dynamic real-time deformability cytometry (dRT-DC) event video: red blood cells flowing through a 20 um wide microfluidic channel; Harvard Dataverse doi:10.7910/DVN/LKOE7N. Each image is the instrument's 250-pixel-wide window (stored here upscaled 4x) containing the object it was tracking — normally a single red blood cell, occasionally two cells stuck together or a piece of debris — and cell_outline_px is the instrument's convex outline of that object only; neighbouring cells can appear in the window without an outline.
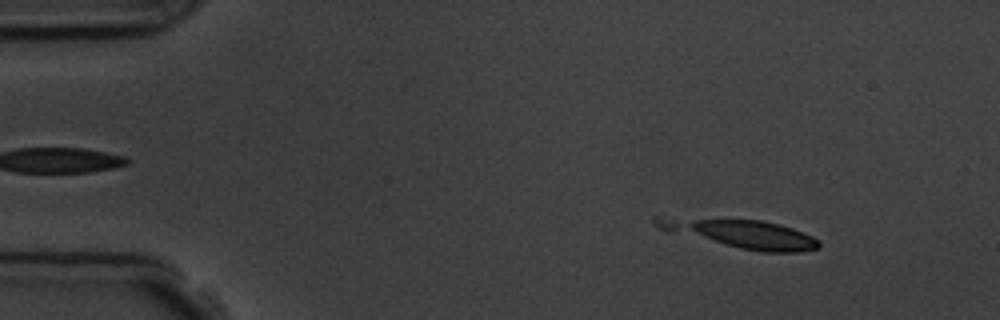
{"species": "common noctule bat (a hibernating species)", "species_latin": "Nyctalus noctula", "temperature_condition": "room temperature", "stored_images_in_passage": 4, "camera_frame_rate_fps": 3000, "um_per_image_px": 0.085, "animal": {"sex": "male", "body_mass_g": 19.5, "forearm_length_mm": 54.6}, "frame": {"image": 1, "passage_image": 1, "time_ms": 0.0, "image_size_px": [1000, 320], "cell_outline_px": [[820, 244], [816, 248], [800, 252], [760, 252], [740, 248], [668, 232], [660, 228], [652, 220], [652, 216], [656, 216], [760, 220], [780, 224], [792, 228], [812, 236], [820, 240]], "centroid_in_image_um": [62.94, 19.84], "position_along_channel_um": 22.1, "area_um2": 27.05}}
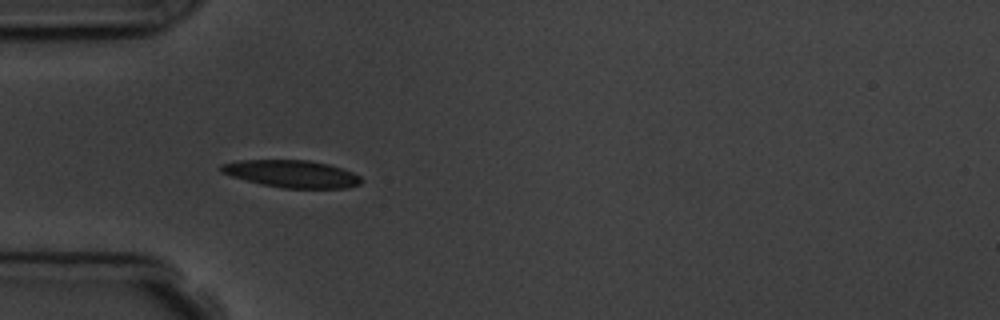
{"frame": {"image": 2, "passage_image": 3, "time_ms": 3.333, "image_size_px": [1000, 320], "cell_outline_px": [[364, 180], [360, 184], [348, 188], [284, 188], [260, 184], [232, 176], [220, 172], [220, 164], [240, 160], [308, 160], [328, 164], [352, 172], [360, 176]], "centroid_in_image_um": [24.81, 14.78], "position_along_channel_um": 60.2, "area_um2": 22.31}}